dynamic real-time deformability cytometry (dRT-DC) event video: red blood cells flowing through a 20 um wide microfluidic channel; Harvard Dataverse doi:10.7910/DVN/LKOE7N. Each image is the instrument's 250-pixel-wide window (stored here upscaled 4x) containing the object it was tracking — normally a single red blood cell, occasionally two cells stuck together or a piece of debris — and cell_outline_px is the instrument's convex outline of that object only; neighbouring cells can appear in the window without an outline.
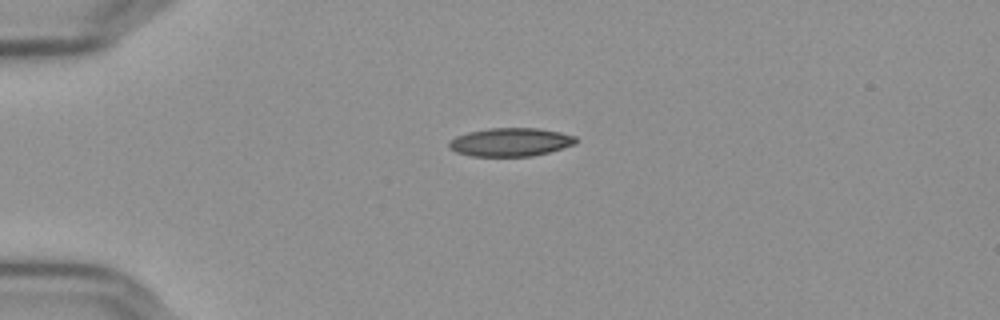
{"species": "Egyptian fruit bat (a non-hibernating species)", "species_latin": "Rousettus aegyptiacus", "temperature_condition": "cold", "stored_images_in_passage": 2, "camera_frame_rate_fps": 3000, "um_per_image_px": 0.085, "frame": {"image": 1, "passage_image": 1, "time_ms": 0.0, "image_size_px": [1000, 320], "cell_outline_px": [[576, 144], [548, 152], [532, 156], [472, 156], [456, 152], [448, 148], [448, 140], [456, 136], [468, 132], [488, 128], [540, 128], [560, 132], [576, 136]], "centroid_in_image_um": [43.36, 12.07], "position_along_channel_um": 41.6, "area_um2": 21.1}}